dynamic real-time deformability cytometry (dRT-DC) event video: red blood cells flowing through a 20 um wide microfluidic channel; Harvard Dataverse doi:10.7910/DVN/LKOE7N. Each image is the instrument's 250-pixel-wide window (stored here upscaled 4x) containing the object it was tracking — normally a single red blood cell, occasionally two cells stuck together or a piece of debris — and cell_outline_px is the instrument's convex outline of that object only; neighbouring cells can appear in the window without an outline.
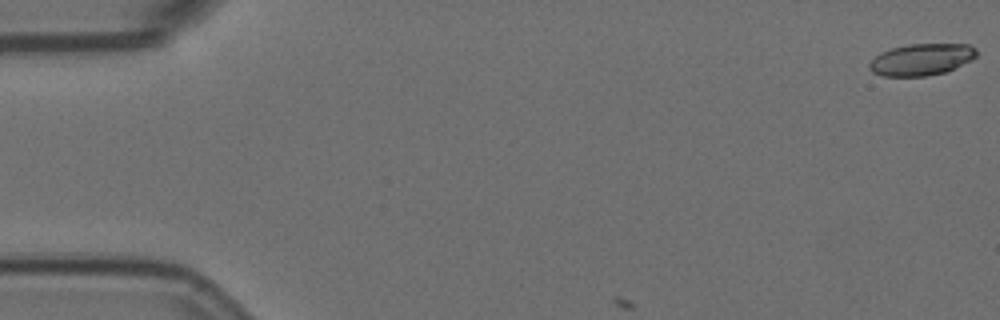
{"species": "Egyptian fruit bat (a non-hibernating species)", "species_latin": "Rousettus aegyptiacus", "temperature_condition": "room temperature", "stored_images_in_passage": 3, "camera_frame_rate_fps": 3000, "um_per_image_px": 0.085, "animal": {"sex": "female"}, "frame": {"image": 1, "passage_image": 1, "time_ms": 0.0, "image_size_px": [1000, 320], "cell_outline_px": [[976, 56], [972, 60], [944, 72], [928, 76], [884, 76], [872, 72], [868, 68], [868, 64], [880, 52], [892, 48], [908, 44], [968, 44], [976, 48]], "centroid_in_image_um": [78.31, 5.05], "position_along_channel_um": 6.7, "area_um2": 19.77}}